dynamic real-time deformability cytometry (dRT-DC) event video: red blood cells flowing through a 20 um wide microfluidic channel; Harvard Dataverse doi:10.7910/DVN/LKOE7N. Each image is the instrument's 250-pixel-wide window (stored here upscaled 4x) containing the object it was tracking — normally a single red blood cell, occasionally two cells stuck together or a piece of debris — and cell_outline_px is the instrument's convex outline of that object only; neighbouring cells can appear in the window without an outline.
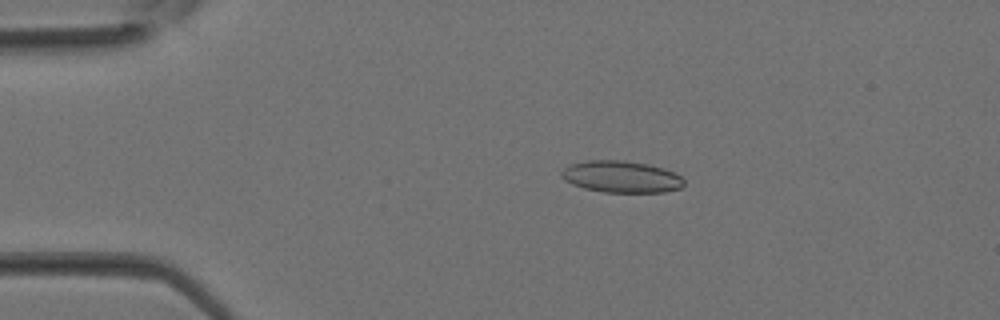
{"species": "Egyptian fruit bat (a non-hibernating species)", "species_latin": "Rousettus aegyptiacus", "temperature_condition": "room temperature", "stored_images_in_passage": 36, "camera_frame_rate_fps": 3000, "um_per_image_px": 0.085, "animal": {"sex": "female"}, "frame": {"image": 1, "passage_image": 7, "time_ms": 2.0, "image_size_px": [1000, 320], "cell_outline_px": [[684, 184], [680, 188], [664, 192], [604, 192], [584, 188], [572, 184], [564, 180], [560, 176], [560, 172], [564, 168], [572, 164], [588, 160], [624, 160], [648, 164], [664, 168], [676, 172], [684, 180]], "centroid_in_image_um": [52.82, 15.02], "position_along_channel_um": 32.2, "area_um2": 22.77}}
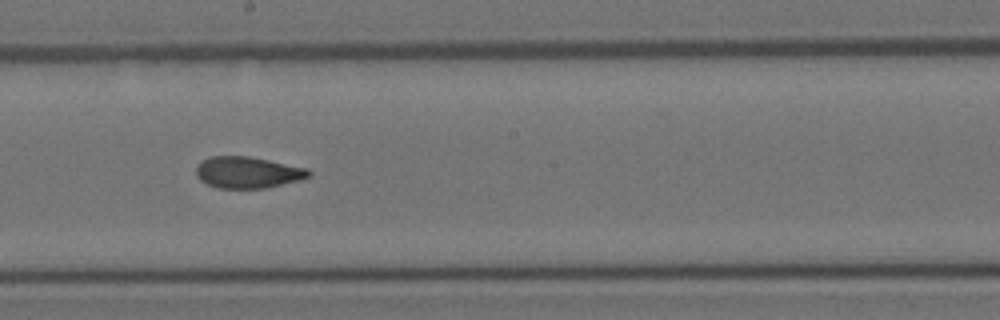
{"frame": {"image": 2, "passage_image": 20, "time_ms": 6.333, "image_size_px": [1000, 320], "cell_outline_px": [[312, 172], [308, 176], [300, 180], [268, 188], [216, 188], [200, 180], [196, 176], [196, 164], [200, 160], [208, 156], [248, 156], [308, 168]], "centroid_in_image_um": [21.02, 14.65], "position_along_channel_um": 227.2, "area_um2": 20.87}}
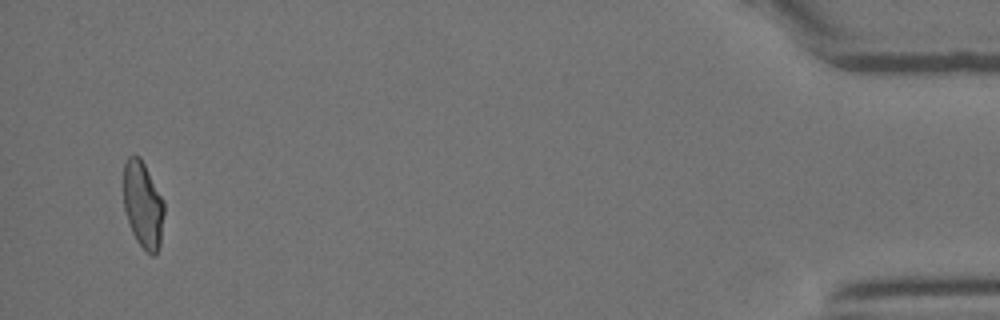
{"frame": {"image": 3, "passage_image": 35, "time_ms": 11.333, "image_size_px": [1000, 320], "cell_outline_px": [[164, 212], [160, 248], [152, 256], [136, 240], [132, 232], [124, 208], [124, 164], [128, 156], [140, 156], [164, 200]], "centroid_in_image_um": [12.16, 17.4], "position_along_channel_um": 423.0, "area_um2": 20.4}}